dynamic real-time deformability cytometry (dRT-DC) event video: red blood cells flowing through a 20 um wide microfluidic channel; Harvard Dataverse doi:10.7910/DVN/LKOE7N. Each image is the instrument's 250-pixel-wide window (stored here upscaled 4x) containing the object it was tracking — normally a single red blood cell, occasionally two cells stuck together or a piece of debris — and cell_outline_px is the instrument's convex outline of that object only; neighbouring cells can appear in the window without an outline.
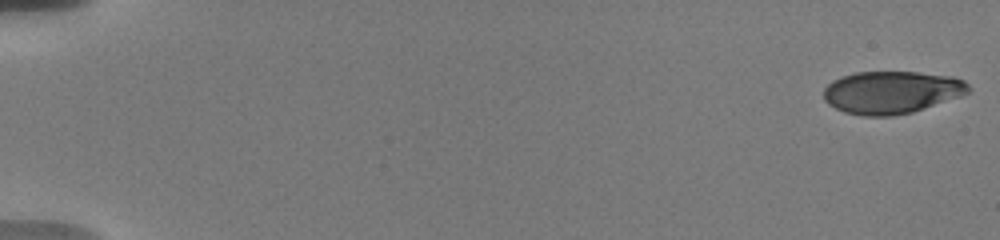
{"species": "human", "species_latin": "Homo sapiens", "temperature_condition": "warm", "stored_images_in_passage": 56, "camera_frame_rate_fps": 3000, "um_per_image_px": 0.085, "donor": {"sex": "male"}, "frame": {"image": 1, "passage_image": 1, "time_ms": 0.0, "image_size_px": [1000, 240], "cell_outline_px": [[972, 88], [968, 92], [960, 96], [912, 112], [892, 116], [864, 116], [844, 112], [828, 104], [824, 100], [824, 88], [832, 80], [856, 72], [916, 72], [952, 76], [964, 80]], "centroid_in_image_um": [75.78, 7.84], "position_along_channel_um": 9.2, "area_um2": 35.84}}
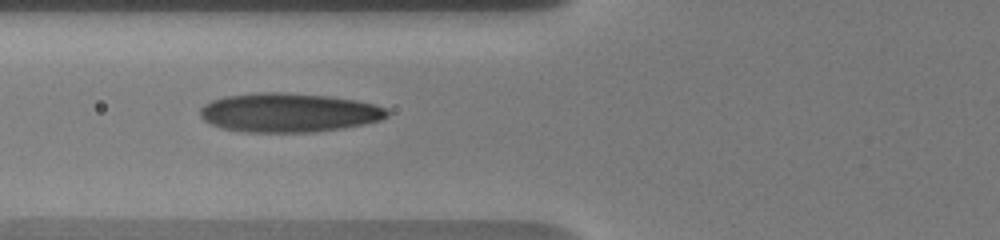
{"frame": {"image": 2, "passage_image": 23, "time_ms": 7.333, "image_size_px": [1000, 240], "cell_outline_px": [[388, 116], [380, 120], [364, 124], [340, 128], [312, 132], [248, 132], [224, 128], [212, 124], [204, 120], [200, 116], [200, 108], [204, 104], [212, 100], [224, 96], [260, 92], [280, 92], [328, 96], [356, 100], [376, 104], [384, 108], [388, 112]], "centroid_in_image_um": [24.53, 9.56], "position_along_channel_um": 101.3, "area_um2": 42.37}}
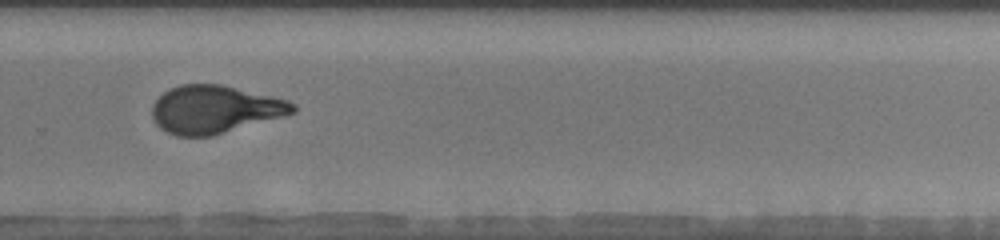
{"frame": {"image": 3, "passage_image": 40, "time_ms": 13.0, "image_size_px": [1000, 240], "cell_outline_px": [[296, 112], [284, 116], [212, 136], [176, 136], [160, 128], [156, 124], [152, 116], [152, 104], [164, 92], [180, 84], [220, 84], [272, 96], [288, 100], [296, 104]], "centroid_in_image_um": [18.26, 9.3], "position_along_channel_um": 311.5, "area_um2": 39.19}, "authors_computed_cell_mechanics": {"area_um2": 39.304, "velocity_mm_per_s": 3.712, "shape_relaxation_time_tau1_ms": 5.7972, "shape_relaxation_time_tau2_ms": 0.8741, "deformation_change_tau1": 0.2265, "deformation_change_tau2": 0.0808}}